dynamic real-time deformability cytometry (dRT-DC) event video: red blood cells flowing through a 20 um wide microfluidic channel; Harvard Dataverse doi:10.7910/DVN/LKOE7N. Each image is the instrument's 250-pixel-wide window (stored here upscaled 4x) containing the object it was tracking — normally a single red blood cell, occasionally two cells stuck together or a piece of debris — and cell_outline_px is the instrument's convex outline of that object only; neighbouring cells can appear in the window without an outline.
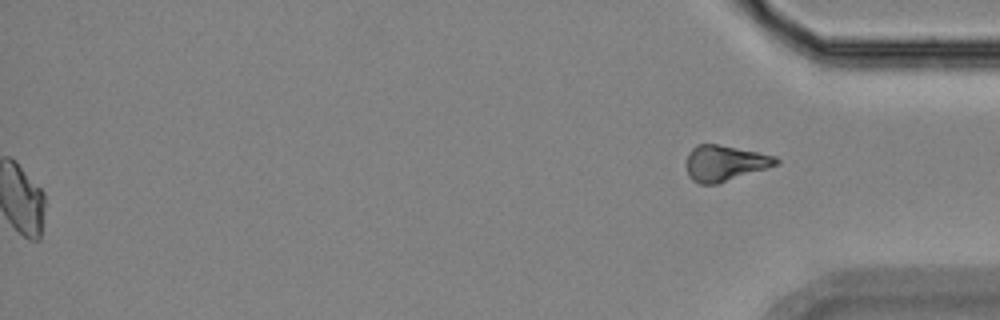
{"species": "Egyptian fruit bat (a non-hibernating species)", "species_latin": "Rousettus aegyptiacus", "temperature_condition": "room temperature", "stored_images_in_passage": 54, "segment_of_instrument_passage": [2, 2], "camera_frame_rate_fps": 3000, "um_per_image_px": 0.085, "animal": {"sex": "female"}, "frame": {"image": 1, "passage_image": 54, "time_ms": 17.667, "image_size_px": [1000, 320], "cell_outline_px": [[780, 164], [716, 184], [700, 184], [692, 180], [688, 176], [688, 152], [696, 144], [716, 144], [776, 156], [780, 160]], "centroid_in_image_um": [61.62, 13.87], "position_along_channel_um": 373.6, "area_um2": 18.44}}